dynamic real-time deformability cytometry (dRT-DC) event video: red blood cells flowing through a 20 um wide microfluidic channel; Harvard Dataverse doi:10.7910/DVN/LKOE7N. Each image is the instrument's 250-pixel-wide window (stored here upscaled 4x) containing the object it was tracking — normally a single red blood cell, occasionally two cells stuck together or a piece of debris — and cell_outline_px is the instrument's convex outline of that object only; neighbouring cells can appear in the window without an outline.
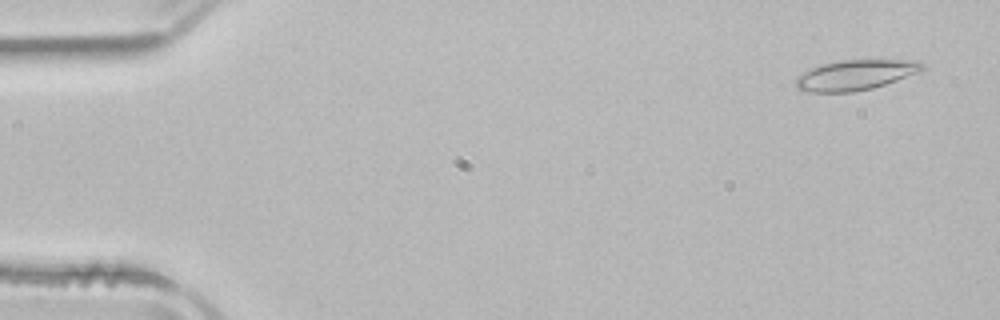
{"species": "common noctule bat (a hibernating species)", "species_latin": "Nyctalus noctula", "temperature_condition": "room temperature", "stored_images_in_passage": 52, "camera_frame_rate_fps": 3000, "um_per_image_px": 0.085, "animal": {"sex": "male", "body_mass_g": 21.5, "forearm_length_mm": 52.0}, "frame": {"image": 1, "passage_image": 3, "time_ms": 0.667, "image_size_px": [1000, 320], "cell_outline_px": [[924, 68], [920, 72], [872, 88], [852, 92], [808, 92], [796, 88], [796, 76], [820, 64], [840, 60], [920, 60], [924, 64]], "centroid_in_image_um": [72.71, 6.37], "position_along_channel_um": 12.3, "area_um2": 22.25}}
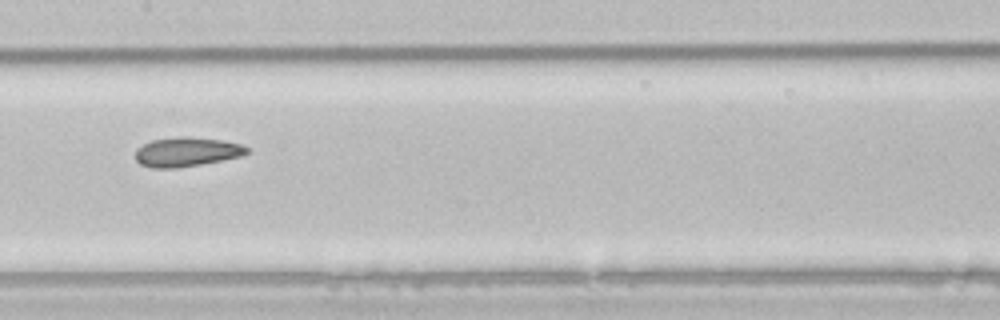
{"frame": {"image": 2, "passage_image": 26, "time_ms": 8.333, "image_size_px": [1000, 320], "cell_outline_px": [[248, 152], [240, 156], [200, 164], [176, 168], [152, 168], [140, 164], [136, 160], [136, 148], [152, 140], [180, 136], [188, 136], [224, 140], [240, 144], [248, 148]], "centroid_in_image_um": [15.84, 12.9], "position_along_channel_um": 191.6, "area_um2": 18.96}}
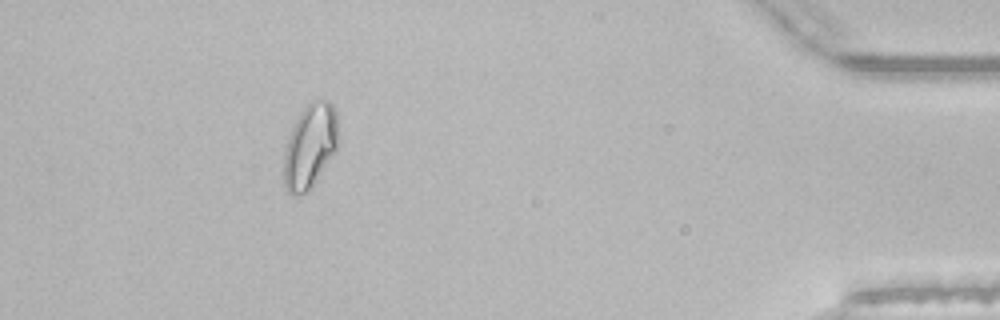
{"frame": {"image": 3, "passage_image": 47, "time_ms": 15.333, "image_size_px": [1000, 320], "cell_outline_px": [[336, 148], [308, 192], [292, 196], [288, 192], [284, 184], [284, 152], [288, 136], [300, 112], [312, 100], [328, 100], [332, 104], [336, 112]], "centroid_in_image_um": [26.31, 12.42], "position_along_channel_um": 408.9, "area_um2": 26.13}, "authors_computed_cell_mechanics": {"area_um2": 21.0103, "velocity_mm_per_s": 3.9226, "shape_relaxation_time_tau1_ms": 7.3973, "shape_relaxation_time_tau2_ms": 4.4181, "deformation_change_tau1": 0.1263, "deformation_change_tau2": 0.1042}}